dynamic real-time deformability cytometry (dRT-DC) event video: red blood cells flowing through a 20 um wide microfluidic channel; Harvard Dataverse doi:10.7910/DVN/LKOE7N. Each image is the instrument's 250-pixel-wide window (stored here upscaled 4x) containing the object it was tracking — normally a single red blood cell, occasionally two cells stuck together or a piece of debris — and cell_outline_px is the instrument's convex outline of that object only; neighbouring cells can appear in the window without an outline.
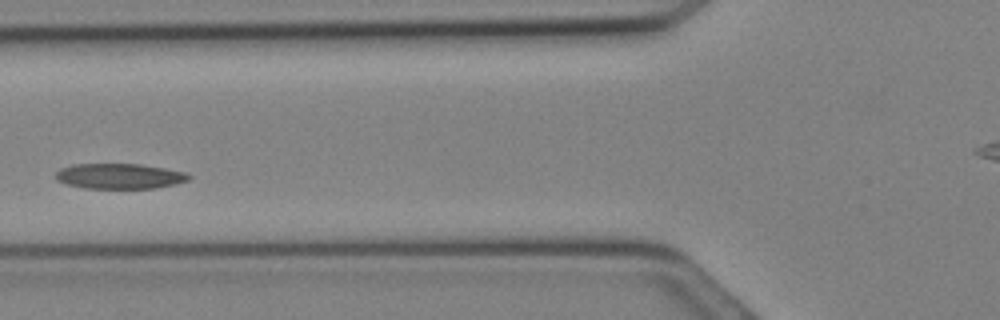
{"species": "Egyptian fruit bat (a non-hibernating species)", "species_latin": "Rousettus aegyptiacus", "temperature_condition": "cold", "stored_images_in_passage": 12, "camera_frame_rate_fps": 3000, "um_per_image_px": 0.085, "animal": {"sex": "female"}, "frame": {"image": 1, "passage_image": 7, "time_ms": 2.0, "image_size_px": [1000, 320], "cell_outline_px": [[192, 176], [188, 180], [156, 188], [84, 188], [68, 184], [56, 180], [56, 172], [60, 168], [72, 164], [140, 164], [164, 168], [184, 172]], "centroid_in_image_um": [10.13, 14.96], "position_along_channel_um": 115.7, "area_um2": 19.48}}
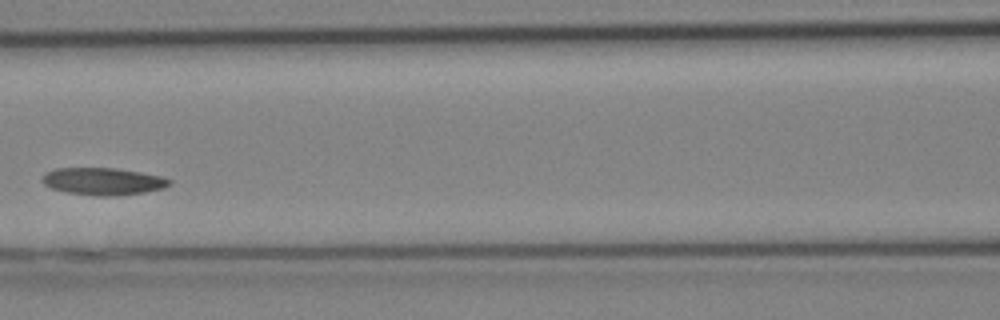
{"frame": {"image": 2, "passage_image": 9, "time_ms": 2.667, "image_size_px": [1000, 320], "cell_outline_px": [[172, 184], [164, 188], [144, 192], [116, 196], [96, 196], [68, 192], [52, 188], [44, 184], [44, 172], [56, 168], [116, 168], [140, 172], [160, 176], [172, 180]], "centroid_in_image_um": [8.79, 15.41], "position_along_channel_um": 157.8, "area_um2": 20.11}}
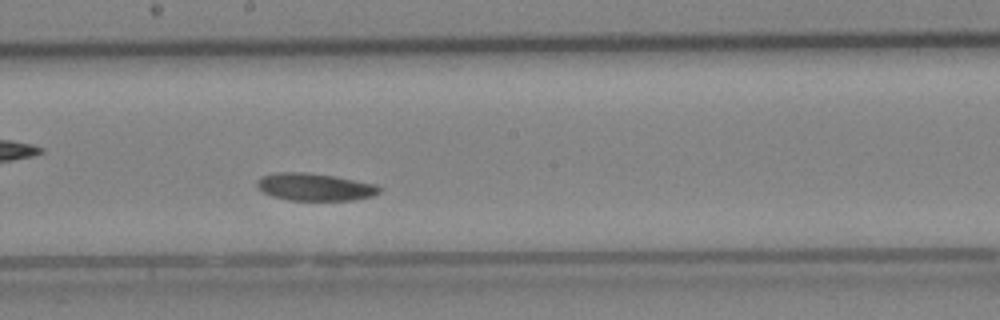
{"frame": {"image": 3, "passage_image": 12, "time_ms": 3.667, "image_size_px": [1000, 320], "cell_outline_px": [[384, 188], [380, 192], [372, 196], [352, 200], [288, 200], [272, 196], [256, 188], [256, 180], [260, 176], [276, 172], [308, 172], [336, 176], [380, 184]], "centroid_in_image_um": [26.78, 15.88], "position_along_channel_um": 221.4, "area_um2": 20.06}}